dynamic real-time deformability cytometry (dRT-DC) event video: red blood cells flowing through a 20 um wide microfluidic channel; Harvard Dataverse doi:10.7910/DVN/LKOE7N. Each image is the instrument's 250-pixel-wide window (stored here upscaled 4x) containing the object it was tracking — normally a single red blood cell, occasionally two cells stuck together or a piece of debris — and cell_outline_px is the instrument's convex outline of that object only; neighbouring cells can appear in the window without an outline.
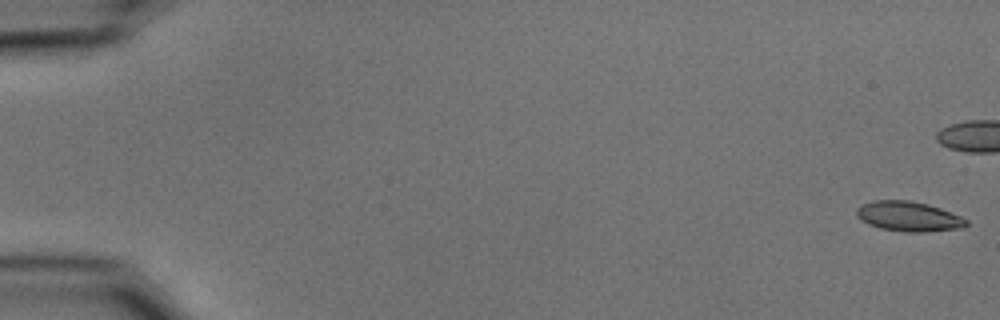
{"species": "common noctule bat (a hibernating species)", "species_latin": "Nyctalus noctula", "temperature_condition": "cold", "stored_images_in_passage": 55, "camera_frame_rate_fps": 3000, "um_per_image_px": 0.085, "animal": {"sex": "male", "body_mass_g": 15.6}, "frame": {"image": 1, "passage_image": 1, "time_ms": 0.0, "image_size_px": [1000, 320], "cell_outline_px": [[968, 224], [964, 228], [924, 232], [904, 232], [880, 228], [868, 224], [856, 216], [856, 208], [872, 200], [908, 200], [928, 204], [940, 208], [960, 216], [968, 220]], "centroid_in_image_um": [77.24, 18.4], "position_along_channel_um": 7.8, "area_um2": 19.19}}
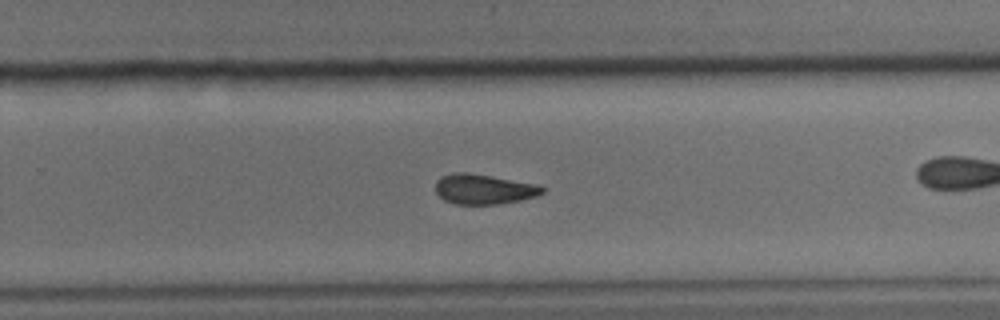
{"frame": {"image": 2, "passage_image": 36, "time_ms": 11.667, "image_size_px": [1000, 320], "cell_outline_px": [[544, 192], [536, 196], [520, 200], [500, 204], [456, 204], [444, 200], [436, 192], [436, 180], [440, 176], [452, 172], [468, 172], [540, 184], [544, 188]], "centroid_in_image_um": [41.12, 16.06], "position_along_channel_um": 288.7, "area_um2": 18.9}}
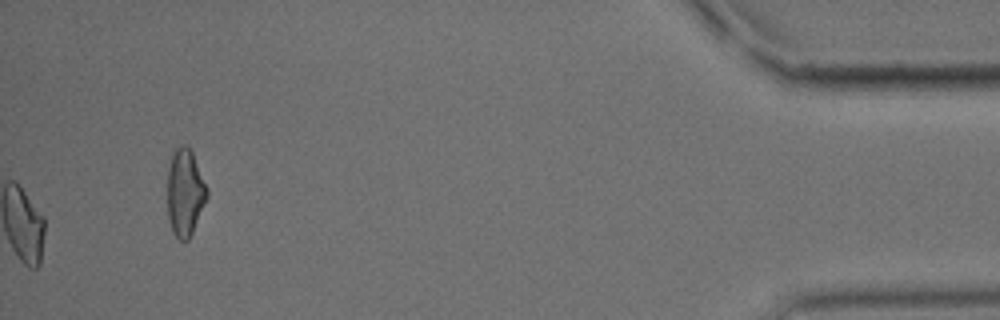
{"frame": {"image": 3, "passage_image": 55, "time_ms": 18.0, "image_size_px": [1000, 320], "cell_outline_px": [[208, 196], [192, 232], [188, 240], [180, 240], [172, 232], [168, 220], [168, 168], [172, 152], [180, 144], [184, 144], [192, 148], [208, 188]], "centroid_in_image_um": [15.73, 16.3], "position_along_channel_um": 419.5, "area_um2": 20.4}, "authors_computed_cell_mechanics": {"area_um2": 19.2474, "velocity_mm_per_s": 3.7446, "shape_relaxation_time_tau1_ms": 5.9628, "shape_relaxation_time_tau2_ms": 3.2404, "deformation_change_tau1": 0.1609, "deformation_change_tau2": 0.0987}}